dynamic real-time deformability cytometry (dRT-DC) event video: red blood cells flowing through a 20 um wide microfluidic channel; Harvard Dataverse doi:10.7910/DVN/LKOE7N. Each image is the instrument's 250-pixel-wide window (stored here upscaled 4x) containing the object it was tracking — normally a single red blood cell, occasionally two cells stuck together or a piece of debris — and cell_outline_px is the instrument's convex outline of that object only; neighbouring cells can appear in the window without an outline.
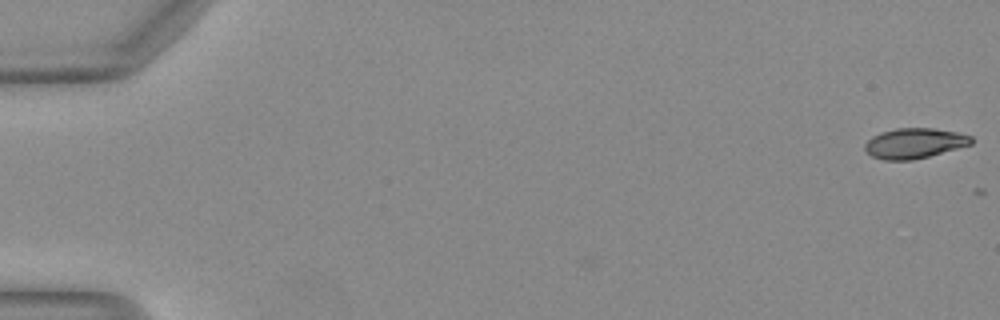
{"species": "Egyptian fruit bat (a non-hibernating species)", "species_latin": "Rousettus aegyptiacus", "temperature_condition": "warm", "stored_images_in_passage": 10, "camera_frame_rate_fps": 3000, "um_per_image_px": 0.085, "animal": {"sex": "female"}, "frame": {"image": 1, "passage_image": 1, "time_ms": 0.0, "image_size_px": [1000, 320], "cell_outline_px": [[972, 144], [928, 156], [912, 160], [884, 160], [872, 156], [864, 148], [864, 144], [872, 136], [880, 132], [896, 128], [932, 128], [956, 132], [972, 136]], "centroid_in_image_um": [77.7, 12.17], "position_along_channel_um": 7.3, "area_um2": 18.61}}